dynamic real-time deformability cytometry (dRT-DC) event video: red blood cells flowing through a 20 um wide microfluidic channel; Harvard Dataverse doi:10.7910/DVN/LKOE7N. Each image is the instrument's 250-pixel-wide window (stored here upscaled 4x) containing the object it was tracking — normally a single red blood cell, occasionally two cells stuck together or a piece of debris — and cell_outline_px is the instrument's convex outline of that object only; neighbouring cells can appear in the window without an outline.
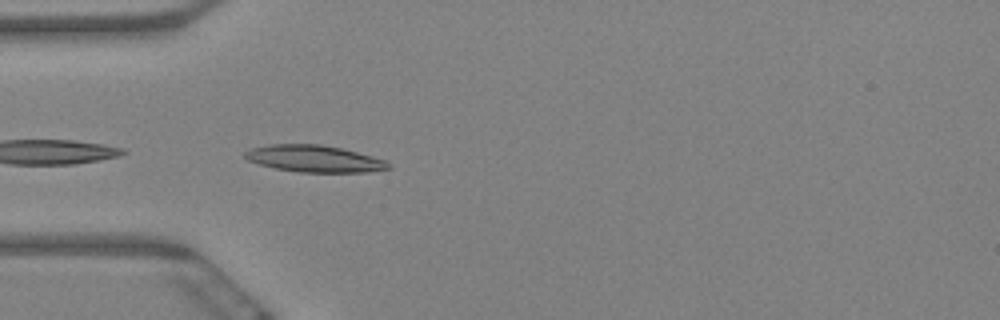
{"species": "Egyptian fruit bat (a non-hibernating species)", "species_latin": "Rousettus aegyptiacus", "temperature_condition": "warm", "stored_images_in_passage": 9, "camera_frame_rate_fps": 3000, "um_per_image_px": 0.085, "animal": {"sex": "female"}, "frame": {"image": 1, "passage_image": 1, "time_ms": 0.0, "image_size_px": [1000, 320], "cell_outline_px": [[392, 168], [368, 172], [300, 172], [276, 168], [260, 164], [248, 160], [244, 156], [244, 152], [252, 148], [272, 144], [320, 144], [340, 148], [372, 156], [384, 160], [392, 164]], "centroid_in_image_um": [26.74, 13.49], "position_along_channel_um": 58.3, "area_um2": 22.25}}
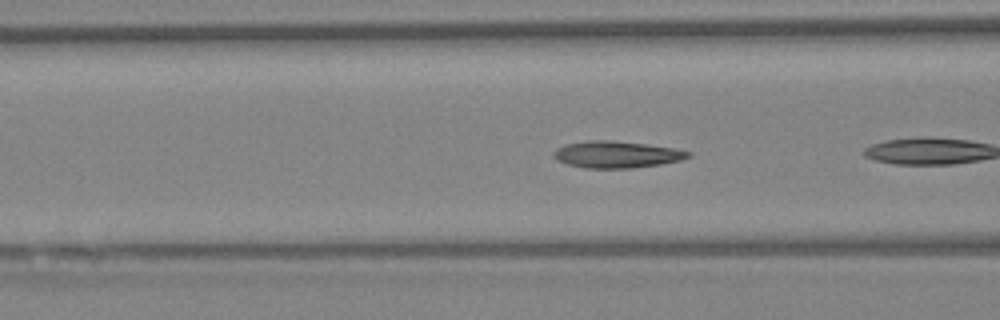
{"frame": {"image": 2, "passage_image": 4, "time_ms": 1.0, "image_size_px": [1000, 320], "cell_outline_px": [[692, 156], [680, 160], [660, 164], [632, 168], [584, 168], [568, 164], [556, 160], [552, 156], [552, 152], [556, 148], [564, 144], [588, 140], [612, 140], [644, 144], [672, 148], [692, 152]], "centroid_in_image_um": [52.36, 13.13], "position_along_channel_um": 114.2, "area_um2": 21.04}}